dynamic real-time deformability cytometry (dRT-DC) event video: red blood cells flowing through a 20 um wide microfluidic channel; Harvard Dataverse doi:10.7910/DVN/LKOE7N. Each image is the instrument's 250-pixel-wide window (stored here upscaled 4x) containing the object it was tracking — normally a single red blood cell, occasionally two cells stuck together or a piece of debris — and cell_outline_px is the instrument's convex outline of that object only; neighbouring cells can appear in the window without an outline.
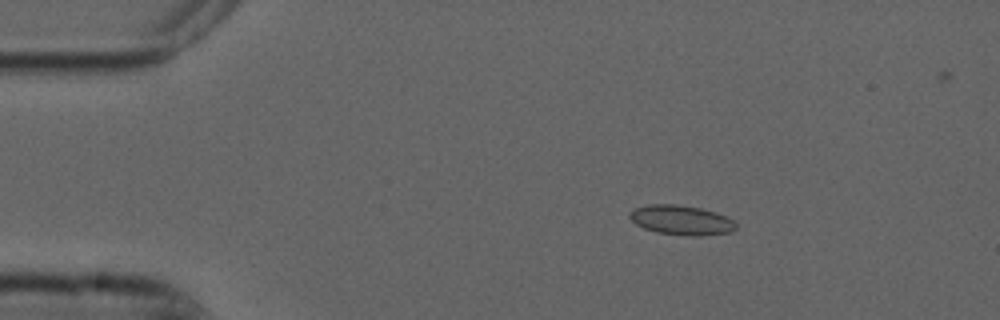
{"species": "common noctule bat (a hibernating species)", "species_latin": "Nyctalus noctula", "temperature_condition": "cold", "stored_images_in_passage": 5, "camera_frame_rate_fps": 3000, "um_per_image_px": 0.085, "animal": {"sex": "male", "forearm_length_mm": 52.5}, "frame": {"image": 1, "passage_image": 3, "time_ms": 0.667, "image_size_px": [1000, 320], "cell_outline_px": [[736, 228], [728, 232], [700, 236], [692, 236], [656, 232], [644, 228], [636, 224], [628, 216], [636, 208], [648, 204], [676, 204], [700, 208], [716, 212], [732, 220], [736, 224]], "centroid_in_image_um": [57.9, 18.7], "position_along_channel_um": 27.1, "area_um2": 18.09}}
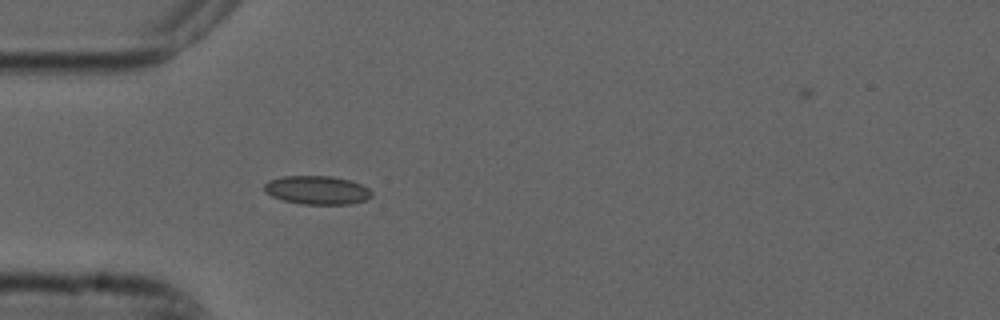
{"frame": {"image": 2, "passage_image": 5, "time_ms": 1.333, "image_size_px": [1000, 320], "cell_outline_px": [[372, 196], [368, 200], [348, 204], [300, 204], [284, 200], [272, 196], [264, 192], [264, 184], [268, 180], [284, 176], [332, 176], [352, 180], [368, 188], [372, 192]], "centroid_in_image_um": [26.96, 16.15], "position_along_channel_um": 58.0, "area_um2": 18.03}}